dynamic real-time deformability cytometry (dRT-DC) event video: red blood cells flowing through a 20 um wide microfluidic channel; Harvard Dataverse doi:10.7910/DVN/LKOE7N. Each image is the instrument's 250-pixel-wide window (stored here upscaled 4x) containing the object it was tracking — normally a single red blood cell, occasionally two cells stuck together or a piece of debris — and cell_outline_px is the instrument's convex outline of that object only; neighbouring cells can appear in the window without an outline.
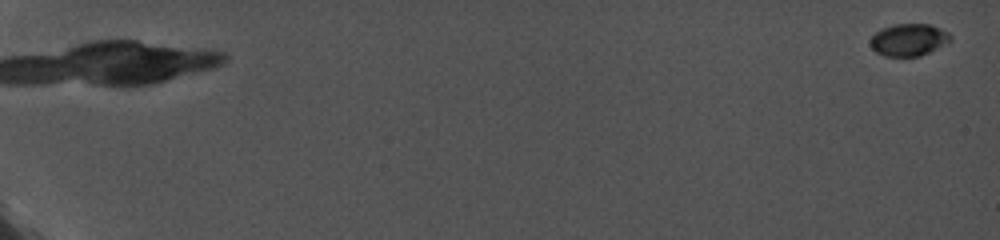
{"species": "common noctule bat (a hibernating species)", "species_latin": "Nyctalus noctula", "temperature_condition": "cold", "stored_images_in_passage": 93, "camera_frame_rate_fps": 5000, "um_per_image_px": 0.085, "animal": {"sex": "female", "body_mass_g": 19.0, "forearm_length_mm": 56.7}, "frame": {"image": 1, "passage_image": 4, "time_ms": 0.6, "image_size_px": [1000, 240], "cell_outline_px": [[952, 40], [948, 44], [920, 56], [884, 56], [876, 52], [872, 48], [872, 36], [876, 32], [884, 28], [896, 24], [932, 24], [948, 32], [952, 36]], "centroid_in_image_um": [77.32, 3.39], "position_along_channel_um": 7.7, "area_um2": 15.03}}
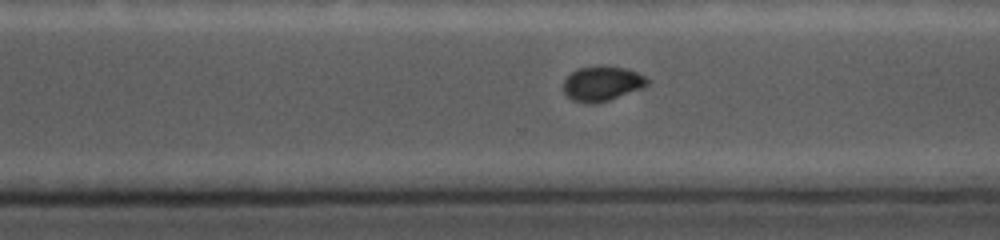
{"frame": {"image": 2, "passage_image": 85, "time_ms": 15.2, "image_size_px": [1000, 240], "cell_outline_px": [[648, 84], [644, 88], [596, 104], [584, 104], [572, 100], [564, 92], [564, 80], [572, 72], [580, 68], [596, 64], [600, 64], [624, 68], [636, 72], [644, 76], [648, 80]], "centroid_in_image_um": [51.17, 7.1], "position_along_channel_um": 319.4, "area_um2": 17.22}}
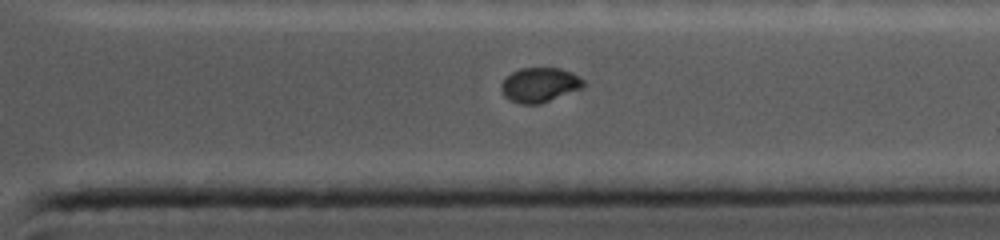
{"frame": {"image": 3, "passage_image": 93, "time_ms": 16.4, "image_size_px": [1000, 240], "cell_outline_px": [[588, 84], [584, 88], [540, 104], [520, 104], [508, 100], [504, 96], [500, 88], [500, 84], [512, 72], [520, 68], [560, 68], [572, 72], [580, 76]], "centroid_in_image_um": [45.91, 7.22], "position_along_channel_um": 365.5, "area_um2": 16.94}}